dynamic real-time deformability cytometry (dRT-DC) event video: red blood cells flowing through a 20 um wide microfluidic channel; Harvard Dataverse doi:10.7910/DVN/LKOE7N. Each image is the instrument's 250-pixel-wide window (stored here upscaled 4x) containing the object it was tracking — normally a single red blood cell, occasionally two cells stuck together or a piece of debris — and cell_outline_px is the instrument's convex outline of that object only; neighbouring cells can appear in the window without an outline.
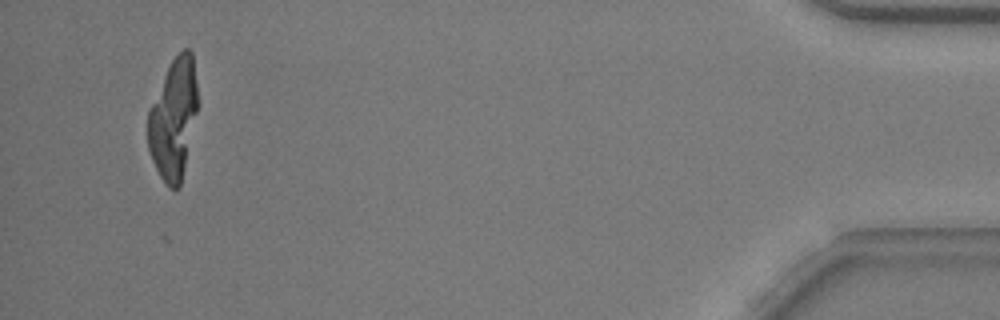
{"species": "common noctule bat (a hibernating species)", "species_latin": "Nyctalus noctula", "temperature_condition": "warm", "stored_images_in_passage": 37, "camera_frame_rate_fps": 3000, "um_per_image_px": 0.085, "animal": {"sex": "male", "body_mass_g": 20.5, "forearm_length_mm": 52.5}, "frame": {"image": 1, "passage_image": 35, "time_ms": 11.333, "image_size_px": [1000, 320], "cell_outline_px": [[196, 112], [180, 188], [168, 188], [160, 176], [152, 160], [148, 148], [148, 112], [164, 76], [172, 60], [184, 48], [188, 48], [192, 52], [196, 84]], "centroid_in_image_um": [14.72, 10.14], "position_along_channel_um": 420.5, "area_um2": 34.04}}